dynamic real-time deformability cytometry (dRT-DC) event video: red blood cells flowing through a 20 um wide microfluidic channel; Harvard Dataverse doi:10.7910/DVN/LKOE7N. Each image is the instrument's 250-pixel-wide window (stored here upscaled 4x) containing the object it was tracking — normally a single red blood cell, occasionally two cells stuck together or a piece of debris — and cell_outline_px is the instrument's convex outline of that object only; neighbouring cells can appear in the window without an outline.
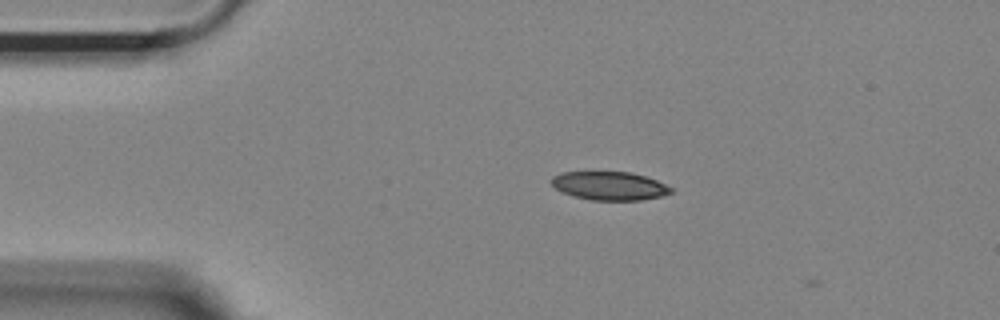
{"species": "Egyptian fruit bat (a non-hibernating species)", "species_latin": "Rousettus aegyptiacus", "temperature_condition": "room temperature", "stored_images_in_passage": 5, "camera_frame_rate_fps": 3000, "um_per_image_px": 0.085, "animal": {"sex": "female"}, "frame": {"image": 1, "passage_image": 4, "time_ms": 1.0, "image_size_px": [1000, 320], "cell_outline_px": [[672, 192], [660, 196], [640, 200], [592, 200], [576, 196], [564, 192], [556, 188], [548, 180], [552, 176], [560, 172], [628, 172], [644, 176], [656, 180], [672, 188]], "centroid_in_image_um": [51.77, 15.79], "position_along_channel_um": 33.2, "area_um2": 19.59}}